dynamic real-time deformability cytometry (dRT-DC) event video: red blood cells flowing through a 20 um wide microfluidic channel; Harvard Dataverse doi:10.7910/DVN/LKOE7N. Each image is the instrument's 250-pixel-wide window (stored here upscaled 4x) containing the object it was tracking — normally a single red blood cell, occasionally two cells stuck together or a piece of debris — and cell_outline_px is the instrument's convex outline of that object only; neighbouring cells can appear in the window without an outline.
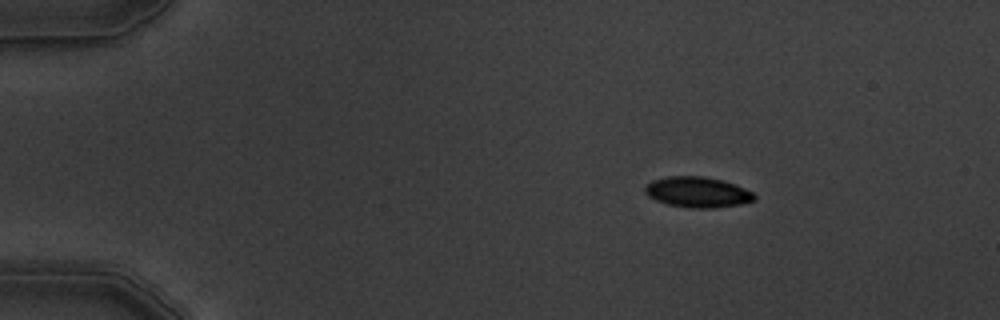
{"species": "common noctule bat (a hibernating species)", "species_latin": "Nyctalus noctula", "temperature_condition": "warm", "stored_images_in_passage": 5, "camera_frame_rate_fps": 3000, "um_per_image_px": 0.085, "animal": {"sex": "male", "body_mass_g": 19.5, "forearm_length_mm": 54.6}, "frame": {"image": 1, "passage_image": 2, "time_ms": 1.333, "image_size_px": [1000, 320], "cell_outline_px": [[756, 200], [740, 204], [716, 208], [692, 208], [668, 204], [656, 200], [648, 196], [644, 192], [644, 188], [652, 180], [668, 176], [704, 176], [724, 180], [744, 188], [752, 192], [756, 196]], "centroid_in_image_um": [59.3, 16.33], "position_along_channel_um": 25.7, "area_um2": 19.54}}
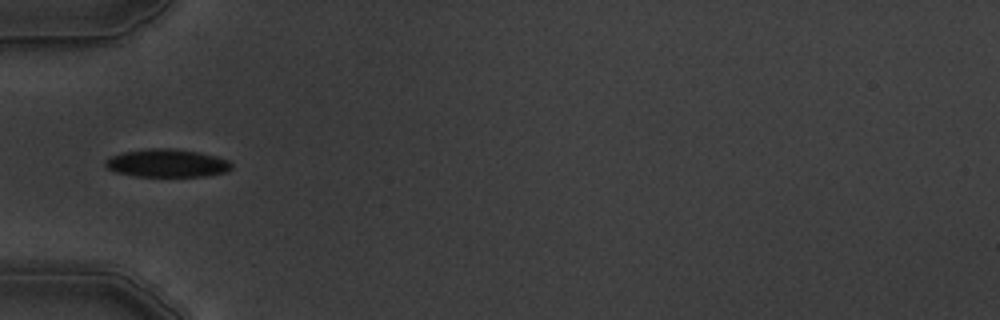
{"frame": {"image": 2, "passage_image": 5, "time_ms": 4.667, "image_size_px": [1000, 320], "cell_outline_px": [[232, 168], [228, 172], [204, 176], [136, 176], [116, 172], [108, 168], [104, 164], [104, 160], [112, 156], [124, 152], [148, 148], [172, 148], [196, 152], [216, 156], [228, 160], [232, 164]], "centroid_in_image_um": [14.21, 13.87], "position_along_channel_um": 70.8, "area_um2": 20.52}}